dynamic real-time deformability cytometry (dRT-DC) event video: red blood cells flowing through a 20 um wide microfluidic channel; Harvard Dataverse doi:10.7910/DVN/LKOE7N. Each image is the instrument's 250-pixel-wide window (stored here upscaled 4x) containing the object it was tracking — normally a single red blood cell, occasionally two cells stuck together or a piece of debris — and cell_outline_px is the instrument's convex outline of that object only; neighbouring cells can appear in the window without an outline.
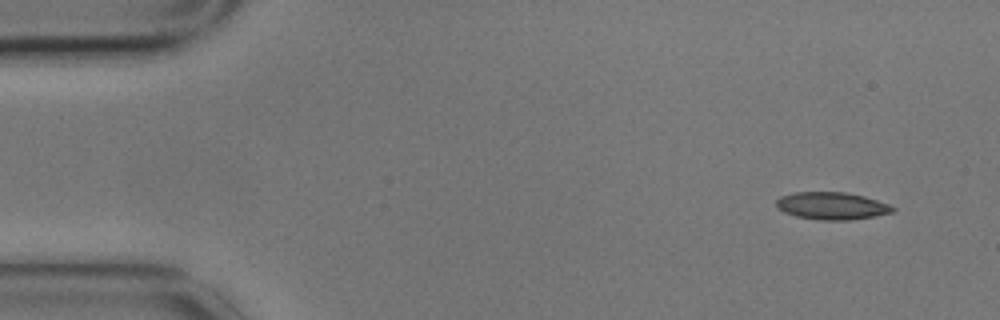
{"species": "common noctule bat (a hibernating species)", "species_latin": "Nyctalus noctula", "temperature_condition": "cold", "stored_images_in_passage": 9, "camera_frame_rate_fps": 3000, "um_per_image_px": 0.085, "animal": {"sex": "male", "body_mass_g": 17.9}, "frame": {"image": 1, "passage_image": 1, "time_ms": 0.0, "image_size_px": [1000, 320], "cell_outline_px": [[896, 208], [892, 212], [876, 216], [848, 220], [816, 220], [796, 216], [784, 212], [776, 208], [776, 200], [780, 196], [792, 192], [844, 192], [864, 196], [888, 204]], "centroid_in_image_um": [70.66, 17.5], "position_along_channel_um": 14.3, "area_um2": 18.67}}
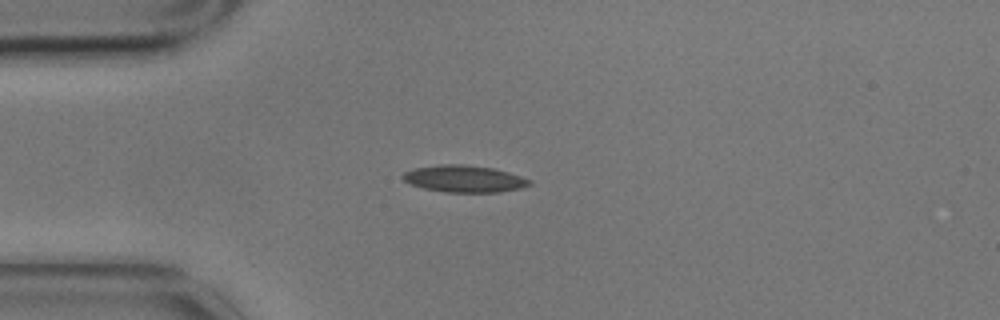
{"frame": {"image": 2, "passage_image": 4, "time_ms": 1.0, "image_size_px": [1000, 320], "cell_outline_px": [[532, 184], [520, 188], [500, 192], [444, 192], [424, 188], [412, 184], [404, 180], [400, 176], [404, 172], [412, 168], [440, 164], [464, 164], [492, 168], [508, 172], [532, 180]], "centroid_in_image_um": [39.44, 15.19], "position_along_channel_um": 45.6, "area_um2": 19.88}}
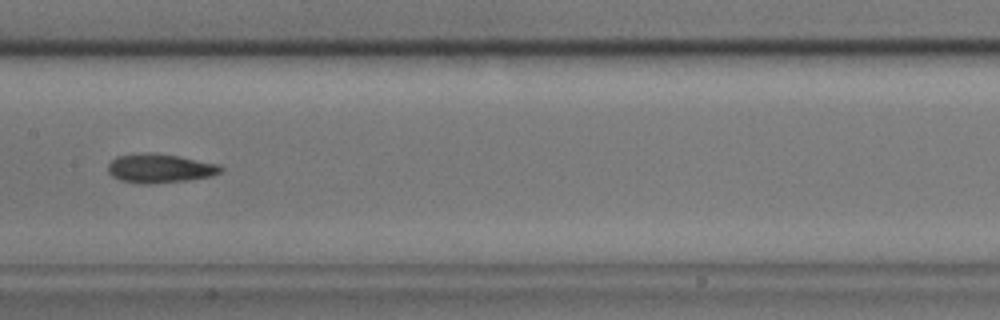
{"frame": {"image": 3, "passage_image": 8, "time_ms": 2.333, "image_size_px": [1000, 320], "cell_outline_px": [[224, 168], [220, 172], [212, 176], [188, 180], [152, 184], [136, 184], [120, 180], [112, 176], [108, 172], [108, 164], [116, 156], [148, 152], [152, 152], [180, 156], [220, 164]], "centroid_in_image_um": [13.59, 14.31], "position_along_channel_um": 193.8, "area_um2": 19.36}}